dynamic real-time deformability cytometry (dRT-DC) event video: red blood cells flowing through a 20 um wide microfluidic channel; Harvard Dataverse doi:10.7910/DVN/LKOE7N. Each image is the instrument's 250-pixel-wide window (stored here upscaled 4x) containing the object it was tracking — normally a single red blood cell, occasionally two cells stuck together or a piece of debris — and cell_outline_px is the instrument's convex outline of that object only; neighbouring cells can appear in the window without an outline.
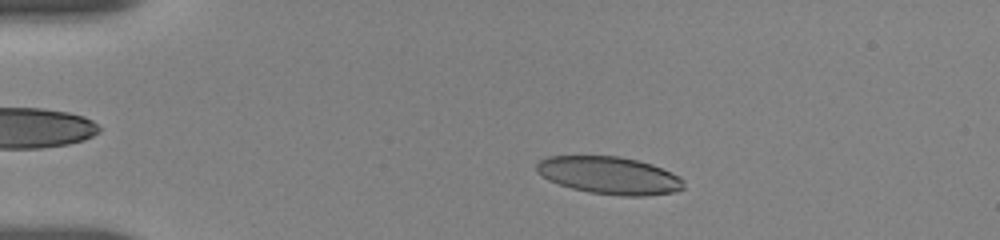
{"species": "human", "species_latin": "Homo sapiens", "temperature_condition": "room temperature", "stored_images_in_passage": 54, "camera_frame_rate_fps": 3000, "um_per_image_px": 0.085, "donor": {"sex": "female"}, "frame": {"image": 1, "passage_image": 10, "time_ms": 3.0, "image_size_px": [1000, 240], "cell_outline_px": [[684, 188], [672, 192], [644, 196], [620, 196], [588, 192], [572, 188], [548, 180], [536, 172], [536, 164], [540, 160], [548, 156], [620, 156], [652, 164], [680, 176], [684, 180]], "centroid_in_image_um": [51.79, 14.91], "position_along_channel_um": 33.2, "area_um2": 32.19}}
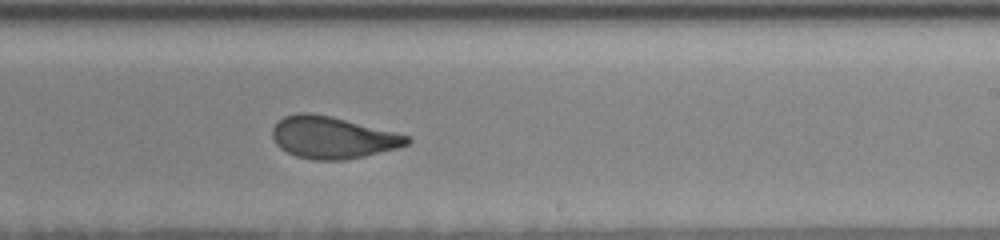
{"frame": {"image": 2, "passage_image": 33, "time_ms": 10.667, "image_size_px": [1000, 240], "cell_outline_px": [[412, 140], [408, 144], [396, 148], [364, 156], [344, 160], [312, 160], [296, 156], [280, 148], [276, 144], [272, 136], [272, 128], [284, 116], [296, 112], [312, 112], [332, 116], [396, 132], [408, 136]], "centroid_in_image_um": [28.25, 11.68], "position_along_channel_um": 260.8, "area_um2": 33.0}}
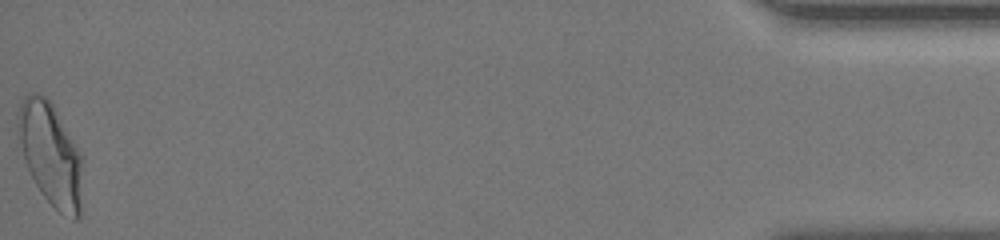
{"frame": {"image": 3, "passage_image": 54, "time_ms": 17.667, "image_size_px": [1000, 240], "cell_outline_px": [[84, 160], [80, 216], [76, 220], [72, 220], [60, 212], [40, 192], [24, 160], [16, 124], [16, 112], [20, 100], [28, 92], [36, 92], [44, 96], [52, 104], [80, 152]], "centroid_in_image_um": [4.3, 13.09], "position_along_channel_um": 430.9, "area_um2": 39.02}, "authors_computed_cell_mechanics": {"area_um2": 33.0038, "velocity_mm_per_s": 3.6702, "shape_relaxation_time_tau1_ms": 7.7397, "shape_relaxation_time_tau2_ms": 1.1376, "deformation_change_tau1": 0.2165, "deformation_change_tau2": 0.082}}